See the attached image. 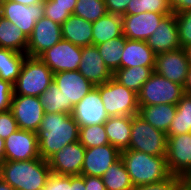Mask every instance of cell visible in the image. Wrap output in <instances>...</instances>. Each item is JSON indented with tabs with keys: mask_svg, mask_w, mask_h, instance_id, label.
<instances>
[{
	"mask_svg": "<svg viewBox=\"0 0 191 190\" xmlns=\"http://www.w3.org/2000/svg\"><path fill=\"white\" fill-rule=\"evenodd\" d=\"M1 16L18 26L29 37L36 22L44 16V2L24 5L18 2L2 0Z\"/></svg>",
	"mask_w": 191,
	"mask_h": 190,
	"instance_id": "obj_10",
	"label": "cell"
},
{
	"mask_svg": "<svg viewBox=\"0 0 191 190\" xmlns=\"http://www.w3.org/2000/svg\"><path fill=\"white\" fill-rule=\"evenodd\" d=\"M179 178L180 176L170 175L167 179L161 182L138 185L133 187L132 190H174L175 182Z\"/></svg>",
	"mask_w": 191,
	"mask_h": 190,
	"instance_id": "obj_41",
	"label": "cell"
},
{
	"mask_svg": "<svg viewBox=\"0 0 191 190\" xmlns=\"http://www.w3.org/2000/svg\"><path fill=\"white\" fill-rule=\"evenodd\" d=\"M51 174L48 161L34 158L28 161H4L0 178L14 190H42Z\"/></svg>",
	"mask_w": 191,
	"mask_h": 190,
	"instance_id": "obj_2",
	"label": "cell"
},
{
	"mask_svg": "<svg viewBox=\"0 0 191 190\" xmlns=\"http://www.w3.org/2000/svg\"><path fill=\"white\" fill-rule=\"evenodd\" d=\"M131 121L132 116H113L104 123L109 144L116 147L120 152L129 148Z\"/></svg>",
	"mask_w": 191,
	"mask_h": 190,
	"instance_id": "obj_24",
	"label": "cell"
},
{
	"mask_svg": "<svg viewBox=\"0 0 191 190\" xmlns=\"http://www.w3.org/2000/svg\"><path fill=\"white\" fill-rule=\"evenodd\" d=\"M174 190H191V179L189 177H180L175 182Z\"/></svg>",
	"mask_w": 191,
	"mask_h": 190,
	"instance_id": "obj_48",
	"label": "cell"
},
{
	"mask_svg": "<svg viewBox=\"0 0 191 190\" xmlns=\"http://www.w3.org/2000/svg\"><path fill=\"white\" fill-rule=\"evenodd\" d=\"M107 12L115 15H125L130 0H104Z\"/></svg>",
	"mask_w": 191,
	"mask_h": 190,
	"instance_id": "obj_43",
	"label": "cell"
},
{
	"mask_svg": "<svg viewBox=\"0 0 191 190\" xmlns=\"http://www.w3.org/2000/svg\"><path fill=\"white\" fill-rule=\"evenodd\" d=\"M123 35L122 16L107 13L92 23L93 45L104 43Z\"/></svg>",
	"mask_w": 191,
	"mask_h": 190,
	"instance_id": "obj_26",
	"label": "cell"
},
{
	"mask_svg": "<svg viewBox=\"0 0 191 190\" xmlns=\"http://www.w3.org/2000/svg\"><path fill=\"white\" fill-rule=\"evenodd\" d=\"M178 27L180 47L184 48L191 44V10H185L175 14Z\"/></svg>",
	"mask_w": 191,
	"mask_h": 190,
	"instance_id": "obj_37",
	"label": "cell"
},
{
	"mask_svg": "<svg viewBox=\"0 0 191 190\" xmlns=\"http://www.w3.org/2000/svg\"><path fill=\"white\" fill-rule=\"evenodd\" d=\"M40 102L45 113H67L65 98L54 81L50 84L41 96Z\"/></svg>",
	"mask_w": 191,
	"mask_h": 190,
	"instance_id": "obj_34",
	"label": "cell"
},
{
	"mask_svg": "<svg viewBox=\"0 0 191 190\" xmlns=\"http://www.w3.org/2000/svg\"><path fill=\"white\" fill-rule=\"evenodd\" d=\"M101 178L106 190H132L134 187L121 158L113 163Z\"/></svg>",
	"mask_w": 191,
	"mask_h": 190,
	"instance_id": "obj_31",
	"label": "cell"
},
{
	"mask_svg": "<svg viewBox=\"0 0 191 190\" xmlns=\"http://www.w3.org/2000/svg\"><path fill=\"white\" fill-rule=\"evenodd\" d=\"M5 161V140L0 137V165Z\"/></svg>",
	"mask_w": 191,
	"mask_h": 190,
	"instance_id": "obj_50",
	"label": "cell"
},
{
	"mask_svg": "<svg viewBox=\"0 0 191 190\" xmlns=\"http://www.w3.org/2000/svg\"><path fill=\"white\" fill-rule=\"evenodd\" d=\"M53 81L65 98L67 114H71L74 105L95 87L78 70L57 72Z\"/></svg>",
	"mask_w": 191,
	"mask_h": 190,
	"instance_id": "obj_12",
	"label": "cell"
},
{
	"mask_svg": "<svg viewBox=\"0 0 191 190\" xmlns=\"http://www.w3.org/2000/svg\"><path fill=\"white\" fill-rule=\"evenodd\" d=\"M184 91L187 94H191V66L189 67L186 82L184 84Z\"/></svg>",
	"mask_w": 191,
	"mask_h": 190,
	"instance_id": "obj_49",
	"label": "cell"
},
{
	"mask_svg": "<svg viewBox=\"0 0 191 190\" xmlns=\"http://www.w3.org/2000/svg\"><path fill=\"white\" fill-rule=\"evenodd\" d=\"M146 42L156 55L179 50L181 47L175 14L166 15Z\"/></svg>",
	"mask_w": 191,
	"mask_h": 190,
	"instance_id": "obj_21",
	"label": "cell"
},
{
	"mask_svg": "<svg viewBox=\"0 0 191 190\" xmlns=\"http://www.w3.org/2000/svg\"><path fill=\"white\" fill-rule=\"evenodd\" d=\"M12 96L13 85L0 78V112L10 109Z\"/></svg>",
	"mask_w": 191,
	"mask_h": 190,
	"instance_id": "obj_42",
	"label": "cell"
},
{
	"mask_svg": "<svg viewBox=\"0 0 191 190\" xmlns=\"http://www.w3.org/2000/svg\"><path fill=\"white\" fill-rule=\"evenodd\" d=\"M70 15L68 9L52 7V0L44 1V16L61 25Z\"/></svg>",
	"mask_w": 191,
	"mask_h": 190,
	"instance_id": "obj_39",
	"label": "cell"
},
{
	"mask_svg": "<svg viewBox=\"0 0 191 190\" xmlns=\"http://www.w3.org/2000/svg\"><path fill=\"white\" fill-rule=\"evenodd\" d=\"M85 150L79 141L66 145L48 160L51 172L68 176L81 175Z\"/></svg>",
	"mask_w": 191,
	"mask_h": 190,
	"instance_id": "obj_17",
	"label": "cell"
},
{
	"mask_svg": "<svg viewBox=\"0 0 191 190\" xmlns=\"http://www.w3.org/2000/svg\"><path fill=\"white\" fill-rule=\"evenodd\" d=\"M78 71L93 85H101L113 77L105 65L96 45L81 47V61Z\"/></svg>",
	"mask_w": 191,
	"mask_h": 190,
	"instance_id": "obj_20",
	"label": "cell"
},
{
	"mask_svg": "<svg viewBox=\"0 0 191 190\" xmlns=\"http://www.w3.org/2000/svg\"><path fill=\"white\" fill-rule=\"evenodd\" d=\"M156 54L146 41L130 40L125 37V46L121 55V68L135 66L155 67Z\"/></svg>",
	"mask_w": 191,
	"mask_h": 190,
	"instance_id": "obj_22",
	"label": "cell"
},
{
	"mask_svg": "<svg viewBox=\"0 0 191 190\" xmlns=\"http://www.w3.org/2000/svg\"><path fill=\"white\" fill-rule=\"evenodd\" d=\"M79 125L71 114L44 113L37 134L39 155L48 161L66 145L79 140Z\"/></svg>",
	"mask_w": 191,
	"mask_h": 190,
	"instance_id": "obj_1",
	"label": "cell"
},
{
	"mask_svg": "<svg viewBox=\"0 0 191 190\" xmlns=\"http://www.w3.org/2000/svg\"><path fill=\"white\" fill-rule=\"evenodd\" d=\"M132 185L157 183L171 174L167 167L166 156H152L135 150H123L120 153Z\"/></svg>",
	"mask_w": 191,
	"mask_h": 190,
	"instance_id": "obj_3",
	"label": "cell"
},
{
	"mask_svg": "<svg viewBox=\"0 0 191 190\" xmlns=\"http://www.w3.org/2000/svg\"><path fill=\"white\" fill-rule=\"evenodd\" d=\"M105 65L114 73L121 68V55L125 46V36L113 38L96 45Z\"/></svg>",
	"mask_w": 191,
	"mask_h": 190,
	"instance_id": "obj_32",
	"label": "cell"
},
{
	"mask_svg": "<svg viewBox=\"0 0 191 190\" xmlns=\"http://www.w3.org/2000/svg\"><path fill=\"white\" fill-rule=\"evenodd\" d=\"M169 5L174 14L191 10V0H169Z\"/></svg>",
	"mask_w": 191,
	"mask_h": 190,
	"instance_id": "obj_45",
	"label": "cell"
},
{
	"mask_svg": "<svg viewBox=\"0 0 191 190\" xmlns=\"http://www.w3.org/2000/svg\"><path fill=\"white\" fill-rule=\"evenodd\" d=\"M166 15L169 14L143 12L136 15H123V35L130 40L146 41Z\"/></svg>",
	"mask_w": 191,
	"mask_h": 190,
	"instance_id": "obj_18",
	"label": "cell"
},
{
	"mask_svg": "<svg viewBox=\"0 0 191 190\" xmlns=\"http://www.w3.org/2000/svg\"><path fill=\"white\" fill-rule=\"evenodd\" d=\"M107 13L104 0H77L73 15L93 23Z\"/></svg>",
	"mask_w": 191,
	"mask_h": 190,
	"instance_id": "obj_33",
	"label": "cell"
},
{
	"mask_svg": "<svg viewBox=\"0 0 191 190\" xmlns=\"http://www.w3.org/2000/svg\"><path fill=\"white\" fill-rule=\"evenodd\" d=\"M39 58L54 74L61 71H75L78 70L81 61V47L61 39Z\"/></svg>",
	"mask_w": 191,
	"mask_h": 190,
	"instance_id": "obj_11",
	"label": "cell"
},
{
	"mask_svg": "<svg viewBox=\"0 0 191 190\" xmlns=\"http://www.w3.org/2000/svg\"><path fill=\"white\" fill-rule=\"evenodd\" d=\"M191 132V94L185 93L176 105V114L168 129L167 136Z\"/></svg>",
	"mask_w": 191,
	"mask_h": 190,
	"instance_id": "obj_30",
	"label": "cell"
},
{
	"mask_svg": "<svg viewBox=\"0 0 191 190\" xmlns=\"http://www.w3.org/2000/svg\"><path fill=\"white\" fill-rule=\"evenodd\" d=\"M85 148L109 144L104 124L83 126L79 129V140Z\"/></svg>",
	"mask_w": 191,
	"mask_h": 190,
	"instance_id": "obj_36",
	"label": "cell"
},
{
	"mask_svg": "<svg viewBox=\"0 0 191 190\" xmlns=\"http://www.w3.org/2000/svg\"><path fill=\"white\" fill-rule=\"evenodd\" d=\"M40 158L36 132L18 129L5 139V161Z\"/></svg>",
	"mask_w": 191,
	"mask_h": 190,
	"instance_id": "obj_14",
	"label": "cell"
},
{
	"mask_svg": "<svg viewBox=\"0 0 191 190\" xmlns=\"http://www.w3.org/2000/svg\"><path fill=\"white\" fill-rule=\"evenodd\" d=\"M153 73L154 67L135 66L117 69L113 73V78L121 85H124L138 94L141 91L143 84Z\"/></svg>",
	"mask_w": 191,
	"mask_h": 190,
	"instance_id": "obj_28",
	"label": "cell"
},
{
	"mask_svg": "<svg viewBox=\"0 0 191 190\" xmlns=\"http://www.w3.org/2000/svg\"><path fill=\"white\" fill-rule=\"evenodd\" d=\"M120 153L111 144L86 148L81 175L102 177L108 168L120 158Z\"/></svg>",
	"mask_w": 191,
	"mask_h": 190,
	"instance_id": "obj_19",
	"label": "cell"
},
{
	"mask_svg": "<svg viewBox=\"0 0 191 190\" xmlns=\"http://www.w3.org/2000/svg\"><path fill=\"white\" fill-rule=\"evenodd\" d=\"M18 129V124L10 109L0 112V137L3 140H5L10 134L16 132Z\"/></svg>",
	"mask_w": 191,
	"mask_h": 190,
	"instance_id": "obj_38",
	"label": "cell"
},
{
	"mask_svg": "<svg viewBox=\"0 0 191 190\" xmlns=\"http://www.w3.org/2000/svg\"><path fill=\"white\" fill-rule=\"evenodd\" d=\"M0 47L26 54L28 37L12 22L0 17Z\"/></svg>",
	"mask_w": 191,
	"mask_h": 190,
	"instance_id": "obj_27",
	"label": "cell"
},
{
	"mask_svg": "<svg viewBox=\"0 0 191 190\" xmlns=\"http://www.w3.org/2000/svg\"><path fill=\"white\" fill-rule=\"evenodd\" d=\"M77 0H52V7H60L68 9L73 14Z\"/></svg>",
	"mask_w": 191,
	"mask_h": 190,
	"instance_id": "obj_46",
	"label": "cell"
},
{
	"mask_svg": "<svg viewBox=\"0 0 191 190\" xmlns=\"http://www.w3.org/2000/svg\"><path fill=\"white\" fill-rule=\"evenodd\" d=\"M0 190H14V189L0 178Z\"/></svg>",
	"mask_w": 191,
	"mask_h": 190,
	"instance_id": "obj_53",
	"label": "cell"
},
{
	"mask_svg": "<svg viewBox=\"0 0 191 190\" xmlns=\"http://www.w3.org/2000/svg\"><path fill=\"white\" fill-rule=\"evenodd\" d=\"M138 115L142 117L155 129L168 133L170 124L176 114V105L157 104V105H138Z\"/></svg>",
	"mask_w": 191,
	"mask_h": 190,
	"instance_id": "obj_25",
	"label": "cell"
},
{
	"mask_svg": "<svg viewBox=\"0 0 191 190\" xmlns=\"http://www.w3.org/2000/svg\"><path fill=\"white\" fill-rule=\"evenodd\" d=\"M186 56H187V60L189 61V65L191 66V44L189 46H186L183 48Z\"/></svg>",
	"mask_w": 191,
	"mask_h": 190,
	"instance_id": "obj_52",
	"label": "cell"
},
{
	"mask_svg": "<svg viewBox=\"0 0 191 190\" xmlns=\"http://www.w3.org/2000/svg\"><path fill=\"white\" fill-rule=\"evenodd\" d=\"M69 190H86L84 175L71 176V186Z\"/></svg>",
	"mask_w": 191,
	"mask_h": 190,
	"instance_id": "obj_47",
	"label": "cell"
},
{
	"mask_svg": "<svg viewBox=\"0 0 191 190\" xmlns=\"http://www.w3.org/2000/svg\"><path fill=\"white\" fill-rule=\"evenodd\" d=\"M189 61L183 48L156 55L154 72L184 86L189 70Z\"/></svg>",
	"mask_w": 191,
	"mask_h": 190,
	"instance_id": "obj_15",
	"label": "cell"
},
{
	"mask_svg": "<svg viewBox=\"0 0 191 190\" xmlns=\"http://www.w3.org/2000/svg\"><path fill=\"white\" fill-rule=\"evenodd\" d=\"M69 186H71V176L51 172L42 190H69Z\"/></svg>",
	"mask_w": 191,
	"mask_h": 190,
	"instance_id": "obj_40",
	"label": "cell"
},
{
	"mask_svg": "<svg viewBox=\"0 0 191 190\" xmlns=\"http://www.w3.org/2000/svg\"><path fill=\"white\" fill-rule=\"evenodd\" d=\"M166 162L171 175H191V132L167 136Z\"/></svg>",
	"mask_w": 191,
	"mask_h": 190,
	"instance_id": "obj_8",
	"label": "cell"
},
{
	"mask_svg": "<svg viewBox=\"0 0 191 190\" xmlns=\"http://www.w3.org/2000/svg\"><path fill=\"white\" fill-rule=\"evenodd\" d=\"M61 39V25L43 16L36 22L31 35L28 37L26 54L29 57H39Z\"/></svg>",
	"mask_w": 191,
	"mask_h": 190,
	"instance_id": "obj_13",
	"label": "cell"
},
{
	"mask_svg": "<svg viewBox=\"0 0 191 190\" xmlns=\"http://www.w3.org/2000/svg\"><path fill=\"white\" fill-rule=\"evenodd\" d=\"M62 39L74 45L85 47L93 45L92 22L81 17L70 15L61 24Z\"/></svg>",
	"mask_w": 191,
	"mask_h": 190,
	"instance_id": "obj_23",
	"label": "cell"
},
{
	"mask_svg": "<svg viewBox=\"0 0 191 190\" xmlns=\"http://www.w3.org/2000/svg\"><path fill=\"white\" fill-rule=\"evenodd\" d=\"M143 12L173 13L169 0H130L125 15H136Z\"/></svg>",
	"mask_w": 191,
	"mask_h": 190,
	"instance_id": "obj_35",
	"label": "cell"
},
{
	"mask_svg": "<svg viewBox=\"0 0 191 190\" xmlns=\"http://www.w3.org/2000/svg\"><path fill=\"white\" fill-rule=\"evenodd\" d=\"M10 110L19 129L37 132L44 116V108L39 97L13 95Z\"/></svg>",
	"mask_w": 191,
	"mask_h": 190,
	"instance_id": "obj_9",
	"label": "cell"
},
{
	"mask_svg": "<svg viewBox=\"0 0 191 190\" xmlns=\"http://www.w3.org/2000/svg\"><path fill=\"white\" fill-rule=\"evenodd\" d=\"M9 1H14V2H18V3L24 4V5L30 6L33 4L42 3L45 0H9Z\"/></svg>",
	"mask_w": 191,
	"mask_h": 190,
	"instance_id": "obj_51",
	"label": "cell"
},
{
	"mask_svg": "<svg viewBox=\"0 0 191 190\" xmlns=\"http://www.w3.org/2000/svg\"><path fill=\"white\" fill-rule=\"evenodd\" d=\"M53 80L54 73L39 57L27 56L13 85V95L39 97Z\"/></svg>",
	"mask_w": 191,
	"mask_h": 190,
	"instance_id": "obj_4",
	"label": "cell"
},
{
	"mask_svg": "<svg viewBox=\"0 0 191 190\" xmlns=\"http://www.w3.org/2000/svg\"><path fill=\"white\" fill-rule=\"evenodd\" d=\"M27 54L0 47V78L14 85Z\"/></svg>",
	"mask_w": 191,
	"mask_h": 190,
	"instance_id": "obj_29",
	"label": "cell"
},
{
	"mask_svg": "<svg viewBox=\"0 0 191 190\" xmlns=\"http://www.w3.org/2000/svg\"><path fill=\"white\" fill-rule=\"evenodd\" d=\"M86 190H106L101 177L84 176Z\"/></svg>",
	"mask_w": 191,
	"mask_h": 190,
	"instance_id": "obj_44",
	"label": "cell"
},
{
	"mask_svg": "<svg viewBox=\"0 0 191 190\" xmlns=\"http://www.w3.org/2000/svg\"><path fill=\"white\" fill-rule=\"evenodd\" d=\"M71 116L79 127L105 123L109 115L96 87L74 105Z\"/></svg>",
	"mask_w": 191,
	"mask_h": 190,
	"instance_id": "obj_16",
	"label": "cell"
},
{
	"mask_svg": "<svg viewBox=\"0 0 191 190\" xmlns=\"http://www.w3.org/2000/svg\"><path fill=\"white\" fill-rule=\"evenodd\" d=\"M184 94V86L154 72L137 94L138 105H177Z\"/></svg>",
	"mask_w": 191,
	"mask_h": 190,
	"instance_id": "obj_7",
	"label": "cell"
},
{
	"mask_svg": "<svg viewBox=\"0 0 191 190\" xmlns=\"http://www.w3.org/2000/svg\"><path fill=\"white\" fill-rule=\"evenodd\" d=\"M130 134L128 150H135L152 156H166L167 134L155 129L138 114L132 116Z\"/></svg>",
	"mask_w": 191,
	"mask_h": 190,
	"instance_id": "obj_6",
	"label": "cell"
},
{
	"mask_svg": "<svg viewBox=\"0 0 191 190\" xmlns=\"http://www.w3.org/2000/svg\"><path fill=\"white\" fill-rule=\"evenodd\" d=\"M109 117L134 116L139 113L137 94L121 85L113 77L104 84L95 86Z\"/></svg>",
	"mask_w": 191,
	"mask_h": 190,
	"instance_id": "obj_5",
	"label": "cell"
}]
</instances>
